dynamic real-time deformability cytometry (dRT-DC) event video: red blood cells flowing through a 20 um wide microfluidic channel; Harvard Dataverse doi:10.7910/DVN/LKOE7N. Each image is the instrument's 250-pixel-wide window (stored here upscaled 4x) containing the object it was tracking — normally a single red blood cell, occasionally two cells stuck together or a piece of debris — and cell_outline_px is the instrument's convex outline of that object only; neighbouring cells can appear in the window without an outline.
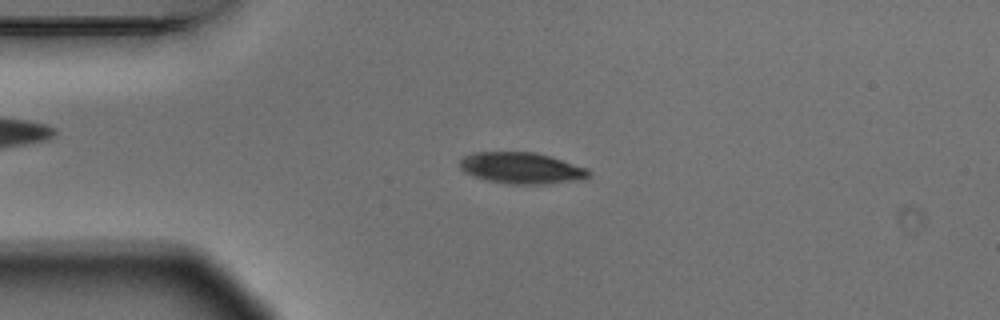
{"species": "Egyptian fruit bat (a non-hibernating species)", "species_latin": "Rousettus aegyptiacus", "temperature_condition": "warm", "stored_images_in_passage": 5, "camera_frame_rate_fps": 3000, "um_per_image_px": 0.085, "animal": {"sex": "male"}, "frame": {"image": 1, "passage_image": 3, "time_ms": 0.667, "image_size_px": [1000, 320], "cell_outline_px": [[588, 176], [584, 180], [544, 184], [508, 184], [488, 180], [464, 172], [460, 168], [460, 160], [464, 156], [472, 152], [536, 152], [588, 168]], "centroid_in_image_um": [44.33, 14.28], "position_along_channel_um": 40.7, "area_um2": 23.47}}
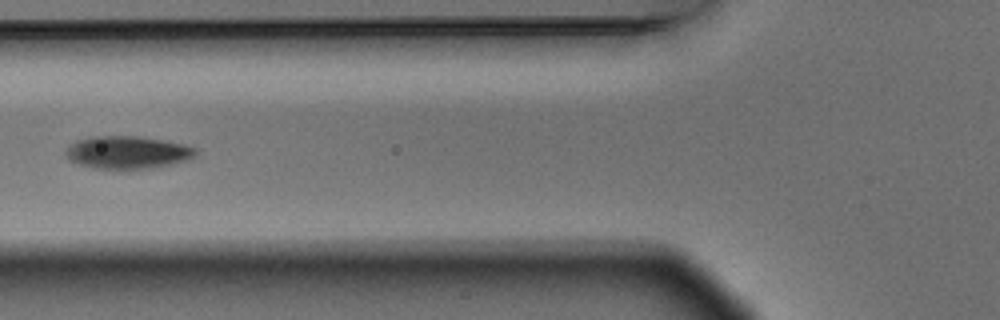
{"frame": {"image": 2, "passage_image": 5, "time_ms": 1.333, "image_size_px": [1000, 320], "cell_outline_px": [[200, 148], [196, 156], [188, 160], [172, 164], [152, 168], [92, 168], [76, 164], [68, 160], [64, 152], [68, 144], [76, 140], [92, 136], [136, 136], [184, 144]], "centroid_in_image_um": [10.82, 12.95], "position_along_channel_um": 115.0, "area_um2": 25.03}}